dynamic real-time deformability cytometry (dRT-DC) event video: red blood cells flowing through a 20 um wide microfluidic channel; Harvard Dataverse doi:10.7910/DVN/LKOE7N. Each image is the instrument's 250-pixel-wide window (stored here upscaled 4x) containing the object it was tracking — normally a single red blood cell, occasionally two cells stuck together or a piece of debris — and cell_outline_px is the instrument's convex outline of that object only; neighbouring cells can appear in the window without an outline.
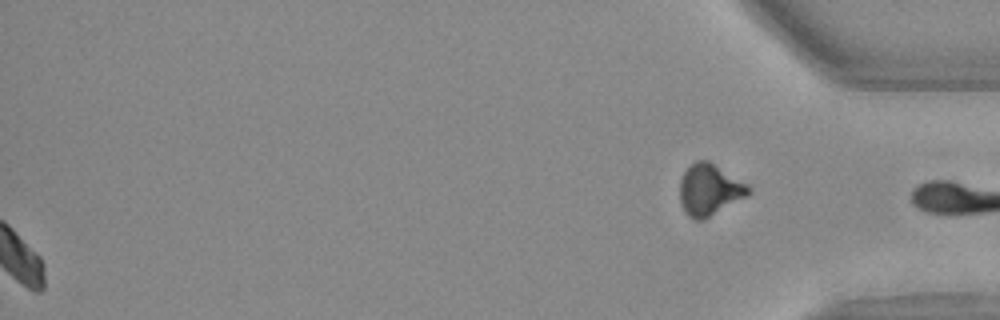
{"species": "Egyptian fruit bat (a non-hibernating species)", "species_latin": "Rousettus aegyptiacus", "temperature_condition": "warm", "stored_images_in_passage": 44, "segment_of_instrument_passage": [2, 2], "camera_frame_rate_fps": 3000, "um_per_image_px": 0.085, "animal": {"sex": "female"}, "frame": {"image": 1, "passage_image": 44, "time_ms": 14.333, "image_size_px": [1000, 320], "cell_outline_px": [[752, 192], [748, 196], [704, 220], [696, 220], [688, 216], [680, 200], [680, 180], [684, 172], [696, 160], [708, 160], [748, 184], [752, 188]], "centroid_in_image_um": [60.34, 16.14], "position_along_channel_um": 374.9, "area_um2": 20.63}}